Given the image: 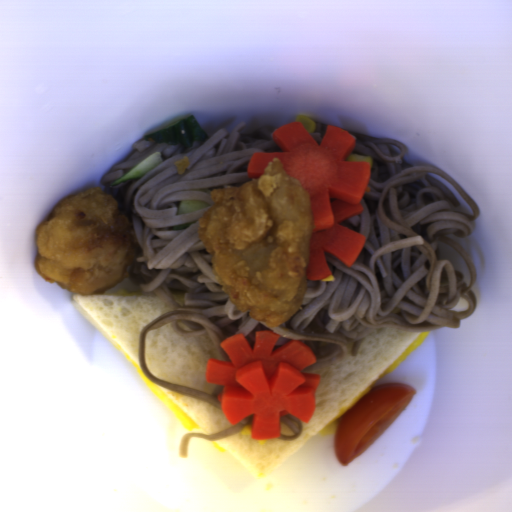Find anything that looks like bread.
Instances as JSON below:
<instances>
[{
	"label": "bread",
	"instance_id": "obj_5",
	"mask_svg": "<svg viewBox=\"0 0 512 512\" xmlns=\"http://www.w3.org/2000/svg\"><path fill=\"white\" fill-rule=\"evenodd\" d=\"M170 295L177 306L181 307L182 305H184L185 292L171 291Z\"/></svg>",
	"mask_w": 512,
	"mask_h": 512
},
{
	"label": "bread",
	"instance_id": "obj_3",
	"mask_svg": "<svg viewBox=\"0 0 512 512\" xmlns=\"http://www.w3.org/2000/svg\"><path fill=\"white\" fill-rule=\"evenodd\" d=\"M209 359L222 361L209 334L180 336L171 323L146 333L144 363L156 378L212 396L219 385L207 382Z\"/></svg>",
	"mask_w": 512,
	"mask_h": 512
},
{
	"label": "bread",
	"instance_id": "obj_1",
	"mask_svg": "<svg viewBox=\"0 0 512 512\" xmlns=\"http://www.w3.org/2000/svg\"><path fill=\"white\" fill-rule=\"evenodd\" d=\"M392 326L374 329L362 339L358 354L352 357L353 344L346 345L345 360L312 374L320 375L315 408L309 423L301 422L298 438L266 439L260 444L242 431L214 440L244 472L255 479L266 477L288 456L315 437L365 388L374 382L421 334Z\"/></svg>",
	"mask_w": 512,
	"mask_h": 512
},
{
	"label": "bread",
	"instance_id": "obj_4",
	"mask_svg": "<svg viewBox=\"0 0 512 512\" xmlns=\"http://www.w3.org/2000/svg\"><path fill=\"white\" fill-rule=\"evenodd\" d=\"M157 386L206 434L215 435L235 425L229 423L223 410L202 400Z\"/></svg>",
	"mask_w": 512,
	"mask_h": 512
},
{
	"label": "bread",
	"instance_id": "obj_6",
	"mask_svg": "<svg viewBox=\"0 0 512 512\" xmlns=\"http://www.w3.org/2000/svg\"><path fill=\"white\" fill-rule=\"evenodd\" d=\"M280 434L284 436H293V432L285 425L280 422Z\"/></svg>",
	"mask_w": 512,
	"mask_h": 512
},
{
	"label": "bread",
	"instance_id": "obj_2",
	"mask_svg": "<svg viewBox=\"0 0 512 512\" xmlns=\"http://www.w3.org/2000/svg\"><path fill=\"white\" fill-rule=\"evenodd\" d=\"M72 299V306L119 352L126 358L127 354L140 368L141 330L159 315L176 309L154 293L128 292L124 289L101 295L74 294Z\"/></svg>",
	"mask_w": 512,
	"mask_h": 512
}]
</instances>
